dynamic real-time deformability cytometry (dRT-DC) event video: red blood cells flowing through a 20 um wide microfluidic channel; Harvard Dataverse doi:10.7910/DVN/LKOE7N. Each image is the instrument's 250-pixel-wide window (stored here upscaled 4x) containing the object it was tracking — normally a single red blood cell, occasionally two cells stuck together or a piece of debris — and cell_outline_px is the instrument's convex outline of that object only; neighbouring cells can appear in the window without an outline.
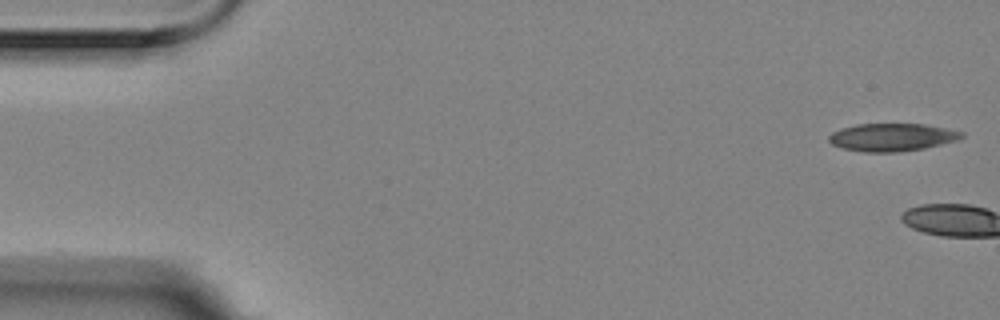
{"species": "Egyptian fruit bat (a non-hibernating species)", "species_latin": "Rousettus aegyptiacus", "temperature_condition": "room temperature", "stored_images_in_passage": 6, "camera_frame_rate_fps": 3000, "um_per_image_px": 0.085, "animal": {"sex": "female"}, "frame": {"image": 1, "passage_image": 1, "time_ms": 0.0, "image_size_px": [1000, 320], "cell_outline_px": [[964, 136], [956, 140], [924, 148], [896, 152], [864, 152], [840, 148], [832, 144], [828, 140], [828, 136], [832, 132], [840, 128], [856, 124], [924, 124], [964, 132]], "centroid_in_image_um": [75.76, 11.66], "position_along_channel_um": 9.2, "area_um2": 21.44}}